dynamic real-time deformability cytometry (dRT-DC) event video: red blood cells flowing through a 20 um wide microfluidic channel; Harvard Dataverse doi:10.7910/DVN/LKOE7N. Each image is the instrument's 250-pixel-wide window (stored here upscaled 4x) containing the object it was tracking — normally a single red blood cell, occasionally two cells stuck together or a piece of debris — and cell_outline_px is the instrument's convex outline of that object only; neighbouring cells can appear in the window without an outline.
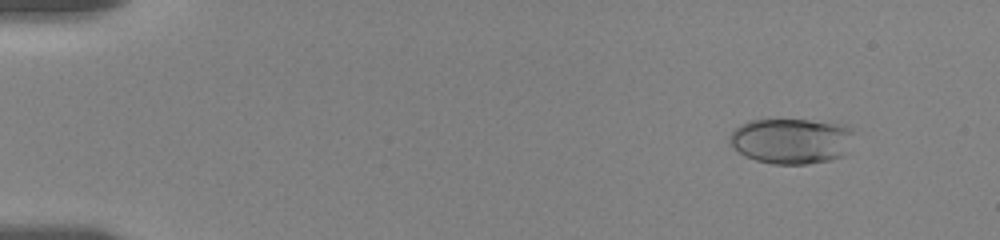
{"species": "human", "species_latin": "Homo sapiens", "temperature_condition": "room temperature", "stored_images_in_passage": 13, "camera_frame_rate_fps": 3000, "um_per_image_px": 0.085, "donor": {"sex": "female"}, "frame": {"image": 1, "passage_image": 1, "time_ms": 0.0, "image_size_px": [1000, 240], "cell_outline_px": [[856, 128], [844, 156], [832, 160], [808, 164], [772, 164], [756, 160], [740, 152], [728, 140], [732, 132], [740, 124], [748, 120], [808, 120], [848, 124]], "centroid_in_image_um": [67.34, 11.97], "position_along_channel_um": 17.7, "area_um2": 33.23}}
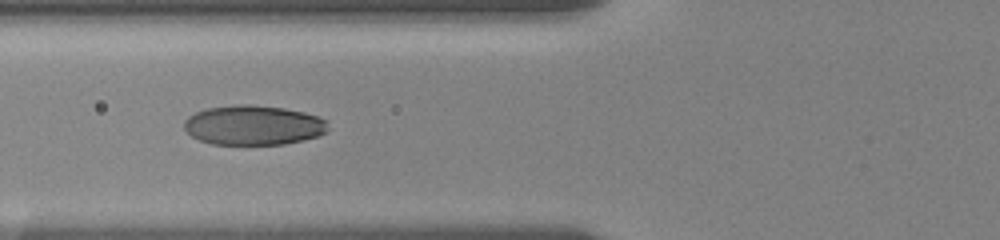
{"frame": {"image": 2, "passage_image": 8, "time_ms": 5.667, "image_size_px": [1000, 240], "cell_outline_px": [[328, 132], [304, 140], [284, 144], [212, 144], [200, 140], [192, 136], [184, 128], [184, 120], [188, 116], [196, 112], [208, 108], [240, 104], [248, 104], [284, 108], [304, 112], [328, 120]], "centroid_in_image_um": [21.56, 10.64], "position_along_channel_um": 104.2, "area_um2": 33.29}}
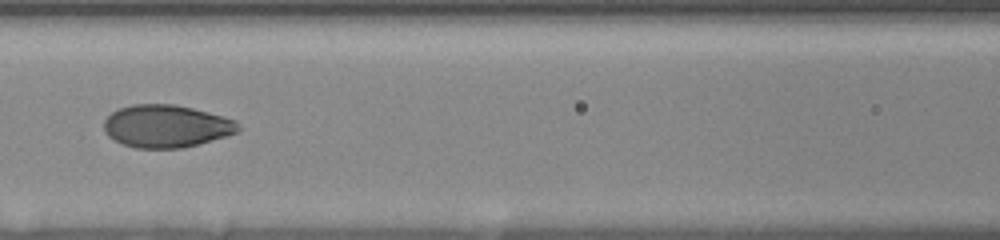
{"frame": {"image": 3, "passage_image": 11, "time_ms": 7.0, "image_size_px": [1000, 240], "cell_outline_px": [[240, 128], [236, 132], [200, 144], [184, 148], [136, 148], [124, 144], [108, 136], [104, 132], [104, 120], [112, 112], [120, 108], [132, 104], [172, 104], [192, 108], [224, 116], [236, 120]], "centroid_in_image_um": [14.13, 10.72], "position_along_channel_um": 152.5, "area_um2": 33.23}}